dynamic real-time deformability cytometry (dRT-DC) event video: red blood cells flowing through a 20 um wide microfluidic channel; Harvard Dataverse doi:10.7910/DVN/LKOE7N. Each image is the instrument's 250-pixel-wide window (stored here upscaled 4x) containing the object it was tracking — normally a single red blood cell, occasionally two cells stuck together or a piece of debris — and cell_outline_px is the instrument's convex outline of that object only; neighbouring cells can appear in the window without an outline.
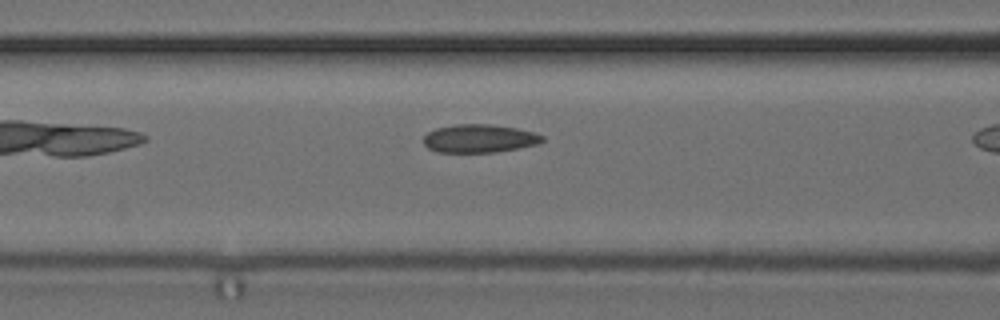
{"species": "common noctule bat (a hibernating species)", "species_latin": "Nyctalus noctula", "temperature_condition": "cold", "stored_images_in_passage": 6, "segment_of_instrument_passage": [1, 2], "camera_frame_rate_fps": 3000, "um_per_image_px": 0.085, "animal": {"sex": "female", "body_mass_g": 24.6, "forearm_length_mm": 56.2}, "frame": {"image": 1, "passage_image": 4, "time_ms": 3.333, "image_size_px": [1000, 320], "cell_outline_px": [[544, 140], [540, 144], [520, 148], [496, 152], [436, 152], [428, 148], [424, 144], [424, 136], [428, 132], [436, 128], [456, 124], [488, 124], [516, 128], [536, 132], [544, 136]], "centroid_in_image_um": [40.78, 11.77], "position_along_channel_um": 125.8, "area_um2": 19.71}}